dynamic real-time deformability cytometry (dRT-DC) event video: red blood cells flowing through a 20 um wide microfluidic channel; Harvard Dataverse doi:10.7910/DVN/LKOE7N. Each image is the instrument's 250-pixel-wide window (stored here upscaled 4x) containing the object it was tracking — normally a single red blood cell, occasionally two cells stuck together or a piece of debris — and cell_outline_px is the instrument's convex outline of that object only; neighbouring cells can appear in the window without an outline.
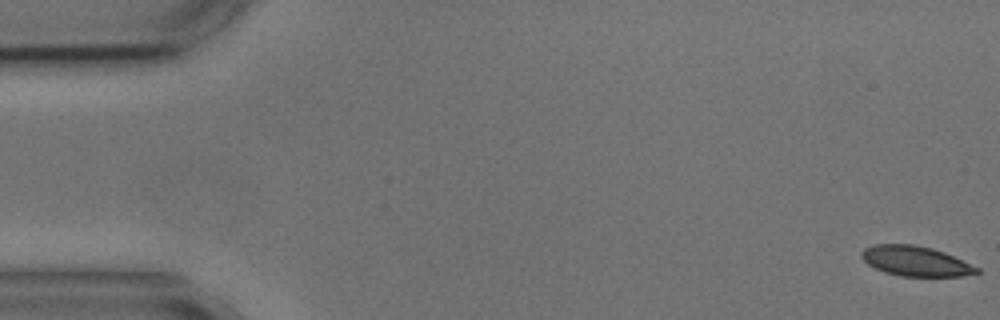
{"species": "common noctule bat (a hibernating species)", "species_latin": "Nyctalus noctula", "temperature_condition": "cold", "stored_images_in_passage": 5, "camera_frame_rate_fps": 3000, "um_per_image_px": 0.085, "animal": {"sex": "male", "body_mass_g": 17.9, "forearm_length_mm": 54.2}, "frame": {"image": 1, "passage_image": 1, "time_ms": 0.0, "image_size_px": [1000, 320], "cell_outline_px": [[980, 272], [960, 276], [900, 276], [884, 272], [868, 264], [860, 256], [860, 252], [864, 248], [876, 244], [912, 244], [932, 248], [944, 252], [980, 268]], "centroid_in_image_um": [77.8, 22.19], "position_along_channel_um": 7.2, "area_um2": 20.06}}
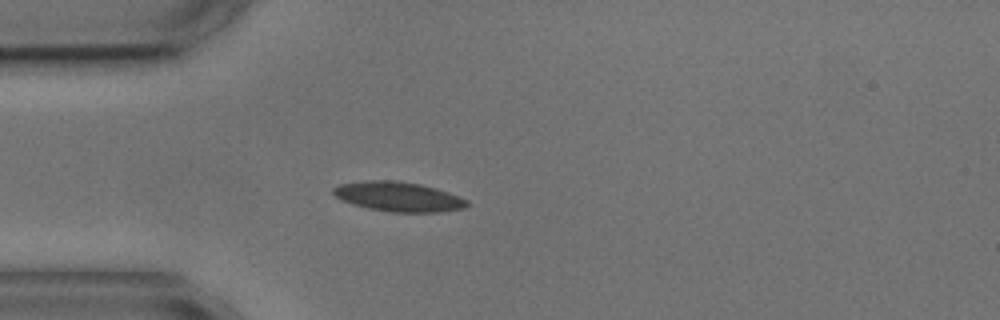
{"frame": {"image": 2, "passage_image": 5, "time_ms": 4.667, "image_size_px": [1000, 320], "cell_outline_px": [[468, 204], [464, 208], [440, 212], [392, 212], [368, 208], [352, 204], [336, 196], [332, 192], [332, 188], [340, 184], [368, 180], [396, 180], [420, 184], [436, 188], [460, 196], [468, 200]], "centroid_in_image_um": [33.88, 16.71], "position_along_channel_um": 51.1, "area_um2": 23.06}}